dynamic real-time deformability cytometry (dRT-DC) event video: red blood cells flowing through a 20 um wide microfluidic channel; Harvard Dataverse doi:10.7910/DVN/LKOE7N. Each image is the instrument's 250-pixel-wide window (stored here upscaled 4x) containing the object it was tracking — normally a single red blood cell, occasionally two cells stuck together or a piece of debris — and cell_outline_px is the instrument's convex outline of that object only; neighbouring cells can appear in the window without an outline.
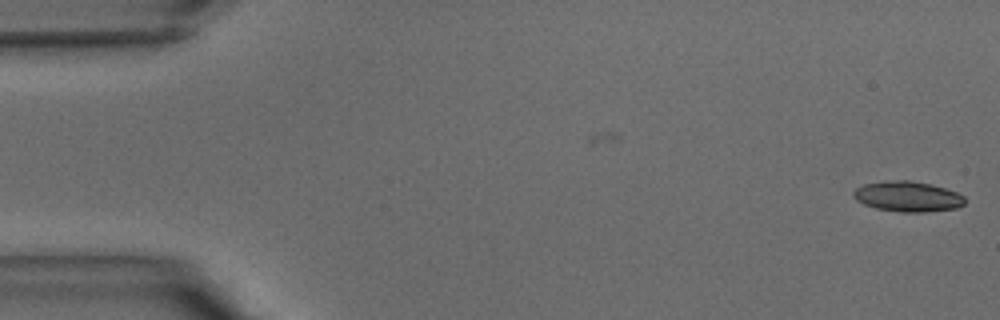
{"species": "common noctule bat (a hibernating species)", "species_latin": "Nyctalus noctula", "temperature_condition": "warm", "stored_images_in_passage": 2, "camera_frame_rate_fps": 3000, "um_per_image_px": 0.085, "animal": {"sex": "male", "body_mass_g": 15.6}, "frame": {"image": 1, "passage_image": 2, "time_ms": 0.333, "image_size_px": [1000, 320], "cell_outline_px": [[964, 204], [956, 208], [924, 212], [900, 212], [876, 208], [864, 204], [856, 200], [852, 196], [852, 192], [856, 188], [864, 184], [884, 180], [908, 180], [932, 184], [956, 192], [964, 196]], "centroid_in_image_um": [77.12, 16.69], "position_along_channel_um": 7.9, "area_um2": 19.77}}